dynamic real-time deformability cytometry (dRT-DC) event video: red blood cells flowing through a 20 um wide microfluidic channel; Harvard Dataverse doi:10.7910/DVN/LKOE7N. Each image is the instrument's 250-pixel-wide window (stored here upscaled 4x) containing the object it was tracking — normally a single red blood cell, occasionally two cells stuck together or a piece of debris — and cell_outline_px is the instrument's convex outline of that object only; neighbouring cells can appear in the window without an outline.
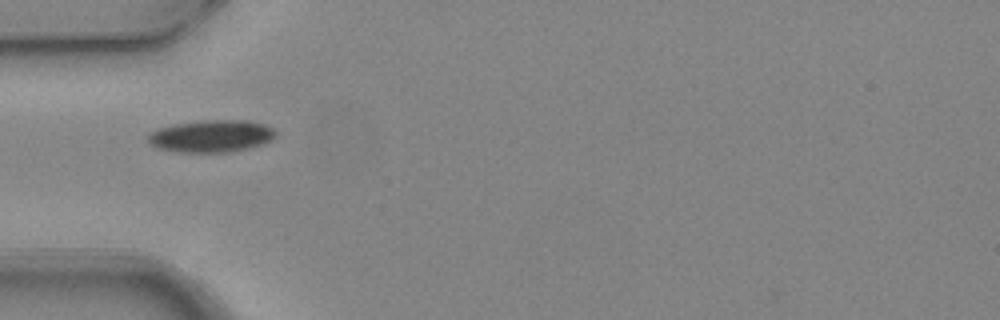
{"species": "common noctule bat (a hibernating species)", "species_latin": "Nyctalus noctula", "temperature_condition": "warm", "stored_images_in_passage": 3, "camera_frame_rate_fps": 3000, "um_per_image_px": 0.085, "animal": {"sex": "female", "body_mass_g": 24.6, "forearm_length_mm": 56.2}, "frame": {"image": 1, "passage_image": 2, "time_ms": 0.333, "image_size_px": [1000, 320], "cell_outline_px": [[276, 136], [272, 140], [248, 148], [232, 152], [176, 152], [160, 148], [148, 144], [148, 132], [156, 128], [172, 124], [204, 120], [248, 120], [264, 124], [272, 128], [276, 132]], "centroid_in_image_um": [17.93, 11.56], "position_along_channel_um": 67.1, "area_um2": 24.22}}
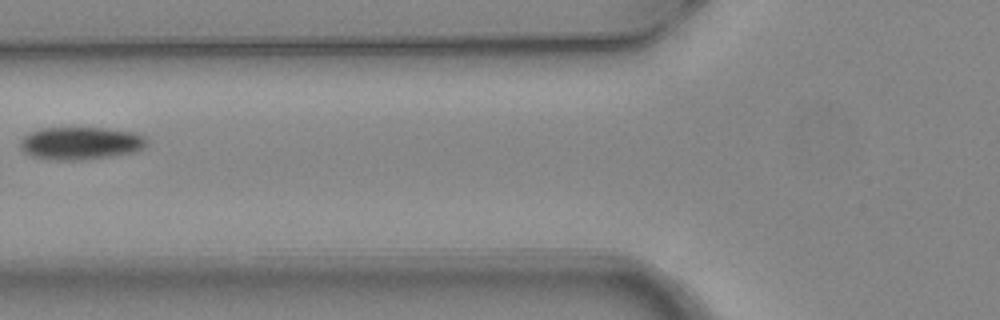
{"frame": {"image": 2, "passage_image": 3, "time_ms": 0.667, "image_size_px": [1000, 320], "cell_outline_px": [[148, 144], [144, 148], [132, 152], [116, 156], [80, 160], [56, 160], [32, 156], [24, 152], [20, 148], [20, 140], [28, 132], [40, 128], [104, 128], [132, 132], [144, 136], [148, 140]], "centroid_in_image_um": [6.85, 12.17], "position_along_channel_um": 119.0, "area_um2": 24.28}}